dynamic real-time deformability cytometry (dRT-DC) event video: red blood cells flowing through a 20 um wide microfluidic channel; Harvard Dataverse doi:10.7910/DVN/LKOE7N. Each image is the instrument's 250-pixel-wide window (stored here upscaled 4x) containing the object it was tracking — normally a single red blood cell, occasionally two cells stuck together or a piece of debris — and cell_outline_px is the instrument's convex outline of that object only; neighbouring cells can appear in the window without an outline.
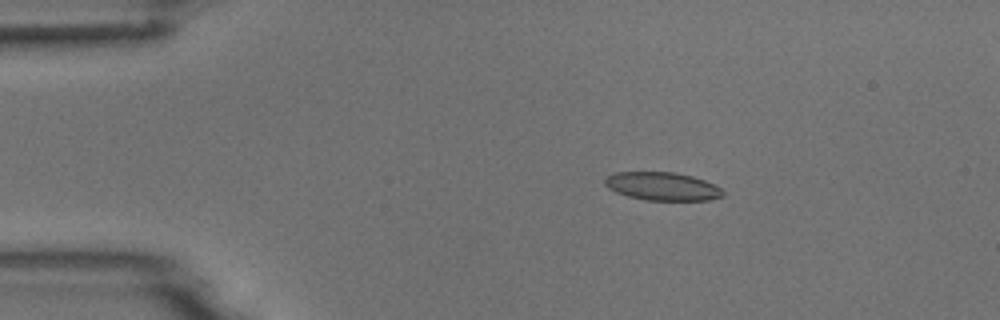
{"species": "common noctule bat (a hibernating species)", "species_latin": "Nyctalus noctula", "temperature_condition": "room temperature", "stored_images_in_passage": 7, "camera_frame_rate_fps": 3000, "um_per_image_px": 0.085, "animal": {"sex": "male", "body_mass_g": 18.8}, "frame": {"image": 1, "passage_image": 3, "time_ms": 2.333, "image_size_px": [1000, 320], "cell_outline_px": [[724, 196], [708, 200], [644, 200], [628, 196], [616, 192], [608, 188], [604, 184], [604, 180], [608, 176], [616, 172], [676, 172], [692, 176], [716, 184], [724, 192]], "centroid_in_image_um": [56.31, 15.83], "position_along_channel_um": 28.7, "area_um2": 19.48}}
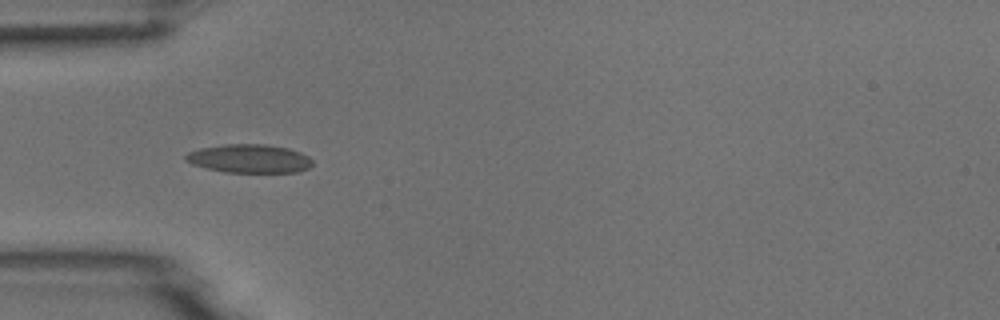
{"frame": {"image": 2, "passage_image": 5, "time_ms": 4.667, "image_size_px": [1000, 320], "cell_outline_px": [[312, 164], [308, 168], [296, 172], [224, 172], [192, 164], [184, 160], [184, 156], [188, 152], [200, 148], [224, 144], [268, 144], [288, 148], [300, 152], [308, 156], [312, 160]], "centroid_in_image_um": [21.18, 13.47], "position_along_channel_um": 63.8, "area_um2": 21.1}}